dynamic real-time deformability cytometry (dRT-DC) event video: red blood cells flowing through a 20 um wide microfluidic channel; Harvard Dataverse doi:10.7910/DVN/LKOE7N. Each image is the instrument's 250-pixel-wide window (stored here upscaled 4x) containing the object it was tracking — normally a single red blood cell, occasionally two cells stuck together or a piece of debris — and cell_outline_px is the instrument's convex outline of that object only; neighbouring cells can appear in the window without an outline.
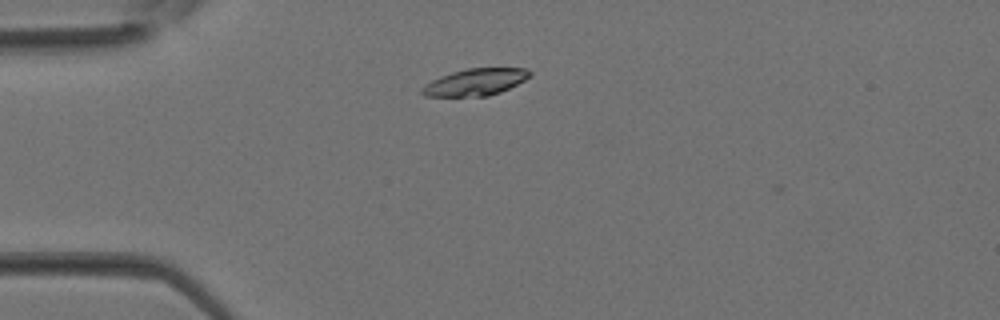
{"species": "Egyptian fruit bat (a non-hibernating species)", "species_latin": "Rousettus aegyptiacus", "temperature_condition": "room temperature", "stored_images_in_passage": 6, "camera_frame_rate_fps": 3000, "um_per_image_px": 0.085, "animal": {"sex": "female"}, "frame": {"image": 1, "passage_image": 5, "time_ms": 1.333, "image_size_px": [1000, 320], "cell_outline_px": [[532, 76], [500, 92], [488, 96], [424, 96], [420, 92], [420, 88], [432, 80], [440, 76], [452, 72], [468, 68], [524, 68], [532, 72]], "centroid_in_image_um": [40.39, 6.97], "position_along_channel_um": 44.6, "area_um2": 16.82}}